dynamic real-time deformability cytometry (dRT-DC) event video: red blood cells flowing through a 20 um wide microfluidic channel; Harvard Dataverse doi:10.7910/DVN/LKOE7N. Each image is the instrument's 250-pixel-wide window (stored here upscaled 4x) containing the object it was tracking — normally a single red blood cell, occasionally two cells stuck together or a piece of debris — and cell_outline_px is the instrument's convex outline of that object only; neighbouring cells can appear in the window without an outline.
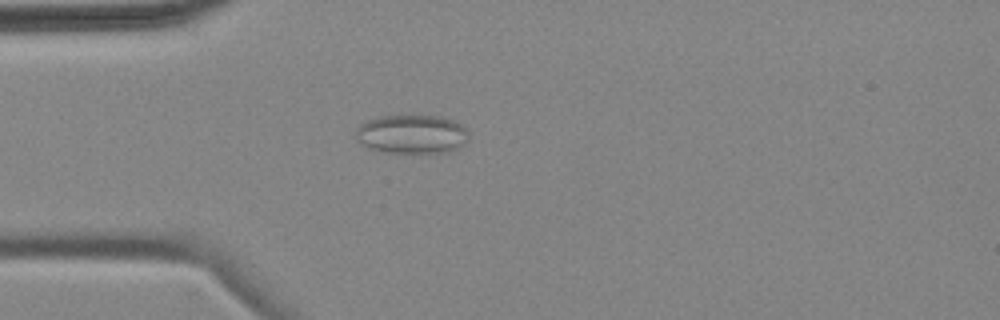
{"species": "common noctule bat (a hibernating species)", "species_latin": "Nyctalus noctula", "temperature_condition": "cold", "stored_images_in_passage": 4, "camera_frame_rate_fps": 3000, "um_per_image_px": 0.085, "animal": {"sex": "female", "body_mass_g": 18.4}, "frame": {"image": 1, "passage_image": 4, "time_ms": 4.667, "image_size_px": [1000, 320], "cell_outline_px": [[468, 140], [464, 144], [448, 152], [384, 152], [368, 148], [360, 144], [356, 140], [356, 128], [360, 124], [368, 120], [380, 116], [444, 116], [468, 128]], "centroid_in_image_um": [35.0, 11.4], "position_along_channel_um": 50.0, "area_um2": 25.66}}